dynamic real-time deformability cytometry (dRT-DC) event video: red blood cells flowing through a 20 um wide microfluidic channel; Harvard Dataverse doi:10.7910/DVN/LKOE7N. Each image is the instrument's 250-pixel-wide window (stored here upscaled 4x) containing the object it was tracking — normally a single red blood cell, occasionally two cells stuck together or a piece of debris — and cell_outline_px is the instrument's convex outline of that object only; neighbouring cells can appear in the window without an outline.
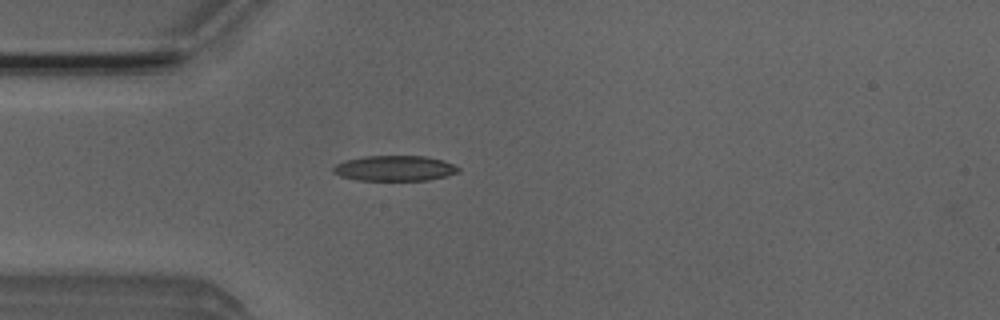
{"species": "Egyptian fruit bat (a non-hibernating species)", "species_latin": "Rousettus aegyptiacus", "temperature_condition": "room temperature", "stored_images_in_passage": 4, "camera_frame_rate_fps": 3000, "um_per_image_px": 0.085, "animal": {"sex": "male"}, "frame": {"image": 1, "passage_image": 4, "time_ms": 1.0, "image_size_px": [1000, 320], "cell_outline_px": [[460, 172], [448, 176], [428, 180], [356, 180], [340, 176], [332, 172], [332, 168], [336, 164], [348, 160], [364, 156], [424, 156], [444, 160], [460, 168]], "centroid_in_image_um": [33.57, 14.31], "position_along_channel_um": 51.4, "area_um2": 18.55}}